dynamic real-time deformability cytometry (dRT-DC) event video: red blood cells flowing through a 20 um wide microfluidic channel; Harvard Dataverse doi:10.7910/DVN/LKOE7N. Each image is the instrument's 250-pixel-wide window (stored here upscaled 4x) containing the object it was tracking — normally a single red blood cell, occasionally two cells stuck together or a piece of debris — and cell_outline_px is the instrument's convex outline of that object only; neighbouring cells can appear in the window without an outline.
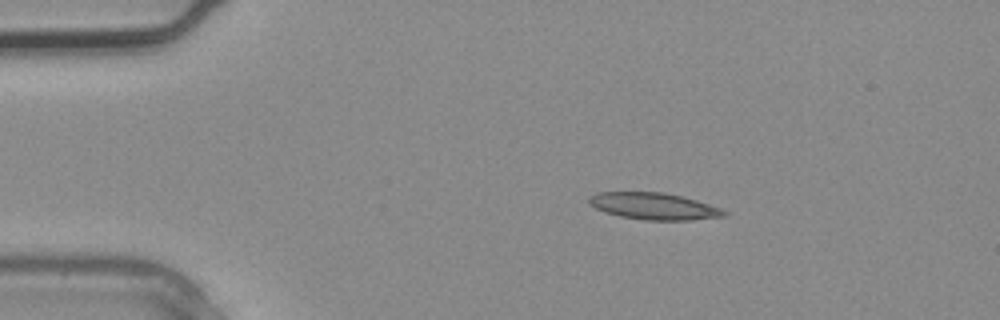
{"species": "common noctule bat (a hibernating species)", "species_latin": "Nyctalus noctula", "temperature_condition": "warm", "stored_images_in_passage": 2, "camera_frame_rate_fps": 3000, "um_per_image_px": 0.085, "animal": {"sex": "male", "body_mass_g": 20.4}, "frame": {"image": 1, "passage_image": 1, "time_ms": 0.0, "image_size_px": [1000, 320], "cell_outline_px": [[728, 216], [692, 220], [644, 220], [620, 216], [604, 212], [588, 204], [588, 196], [596, 192], [664, 192], [696, 200], [720, 208], [728, 212]], "centroid_in_image_um": [55.56, 17.53], "position_along_channel_um": 29.4, "area_um2": 21.21}}